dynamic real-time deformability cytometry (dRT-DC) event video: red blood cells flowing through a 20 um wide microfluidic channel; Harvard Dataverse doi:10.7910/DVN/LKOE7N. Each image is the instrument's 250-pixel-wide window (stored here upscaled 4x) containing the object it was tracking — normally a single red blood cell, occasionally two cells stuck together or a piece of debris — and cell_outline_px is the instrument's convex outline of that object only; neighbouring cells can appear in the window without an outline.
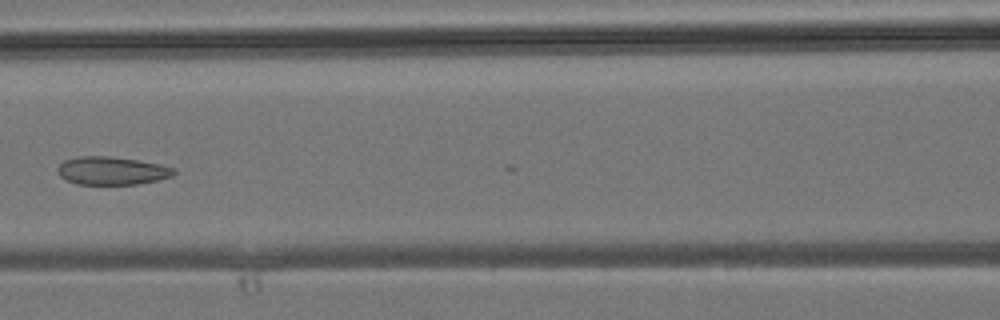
{"species": "common noctule bat (a hibernating species)", "species_latin": "Nyctalus noctula", "temperature_condition": "room temperature", "stored_images_in_passage": 20, "camera_frame_rate_fps": 3000, "um_per_image_px": 0.085, "animal": {"sex": "male", "body_mass_g": 19.2, "forearm_length_mm": 51.8}, "frame": {"image": 1, "passage_image": 16, "time_ms": 5.0, "image_size_px": [1000, 320], "cell_outline_px": [[176, 172], [172, 176], [156, 180], [136, 184], [76, 184], [64, 180], [60, 176], [56, 168], [64, 160], [76, 156], [108, 156], [136, 160], [160, 164], [176, 168]], "centroid_in_image_um": [9.47, 14.51], "position_along_channel_um": 157.1, "area_um2": 19.07}}
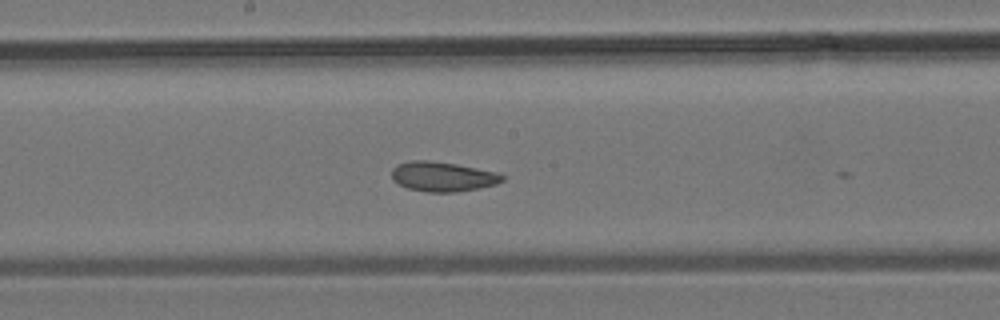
{"frame": {"image": 2, "passage_image": 19, "time_ms": 6.0, "image_size_px": [1000, 320], "cell_outline_px": [[504, 180], [496, 184], [456, 192], [428, 192], [408, 188], [392, 180], [392, 168], [396, 164], [412, 160], [428, 160], [456, 164], [496, 172], [504, 176]], "centroid_in_image_um": [37.59, 15.0], "position_along_channel_um": 210.6, "area_um2": 19.02}}